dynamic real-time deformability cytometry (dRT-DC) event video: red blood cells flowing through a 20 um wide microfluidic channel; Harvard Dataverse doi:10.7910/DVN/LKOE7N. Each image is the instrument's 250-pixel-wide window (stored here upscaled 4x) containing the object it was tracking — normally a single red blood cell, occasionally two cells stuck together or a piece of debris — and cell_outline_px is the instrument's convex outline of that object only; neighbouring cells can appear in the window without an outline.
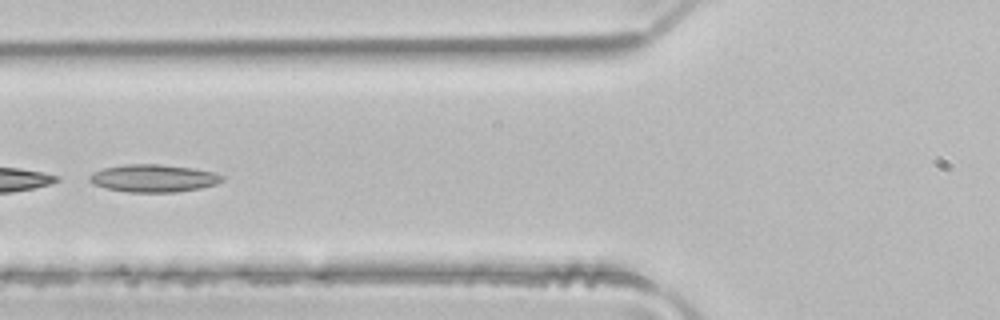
{"species": "common noctule bat (a hibernating species)", "species_latin": "Nyctalus noctula", "temperature_condition": "room temperature", "stored_images_in_passage": 5, "camera_frame_rate_fps": 3000, "um_per_image_px": 0.085, "animal": {"sex": "male", "body_mass_g": 21.5, "forearm_length_mm": 52.0}, "frame": {"image": 1, "passage_image": 5, "time_ms": 1.333, "image_size_px": [1000, 320], "cell_outline_px": [[224, 180], [216, 184], [200, 188], [176, 192], [128, 192], [108, 188], [92, 184], [88, 180], [88, 176], [92, 172], [104, 168], [124, 164], [160, 164], [196, 168], [216, 172], [224, 176]], "centroid_in_image_um": [13.07, 15.14], "position_along_channel_um": 112.7, "area_um2": 21.56}}